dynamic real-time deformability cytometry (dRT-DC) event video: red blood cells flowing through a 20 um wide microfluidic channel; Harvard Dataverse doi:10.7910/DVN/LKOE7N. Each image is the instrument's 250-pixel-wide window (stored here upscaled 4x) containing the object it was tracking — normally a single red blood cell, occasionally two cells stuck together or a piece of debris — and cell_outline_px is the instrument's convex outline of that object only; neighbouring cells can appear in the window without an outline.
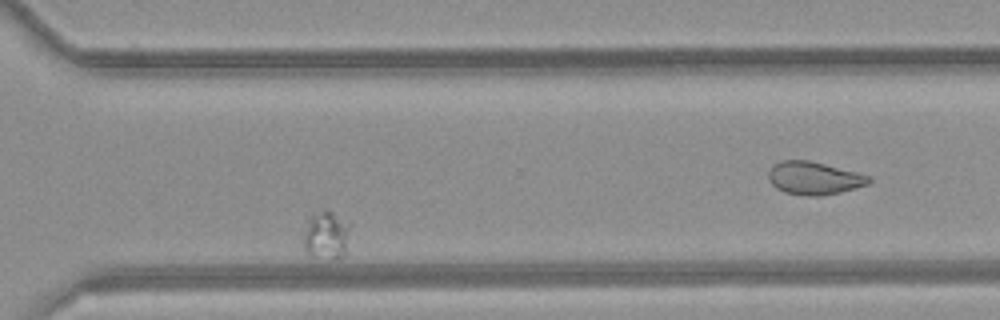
{"species": "common noctule bat (a hibernating species)", "species_latin": "Nyctalus noctula", "temperature_condition": "room temperature", "stored_images_in_passage": 9, "camera_frame_rate_fps": 3000, "um_per_image_px": 0.085, "animal": {"sex": "female", "body_mass_g": 21.9}, "frame": {"image": 1, "passage_image": 8, "time_ms": 9.0, "image_size_px": [1000, 320], "cell_outline_px": [[352, 224], [344, 252], [340, 260], [336, 260], [312, 256], [304, 252], [304, 236], [308, 216], [320, 212], [332, 212]], "centroid_in_image_um": [27.74, 20.03], "position_along_channel_um": 342.9, "area_um2": 13.12}}